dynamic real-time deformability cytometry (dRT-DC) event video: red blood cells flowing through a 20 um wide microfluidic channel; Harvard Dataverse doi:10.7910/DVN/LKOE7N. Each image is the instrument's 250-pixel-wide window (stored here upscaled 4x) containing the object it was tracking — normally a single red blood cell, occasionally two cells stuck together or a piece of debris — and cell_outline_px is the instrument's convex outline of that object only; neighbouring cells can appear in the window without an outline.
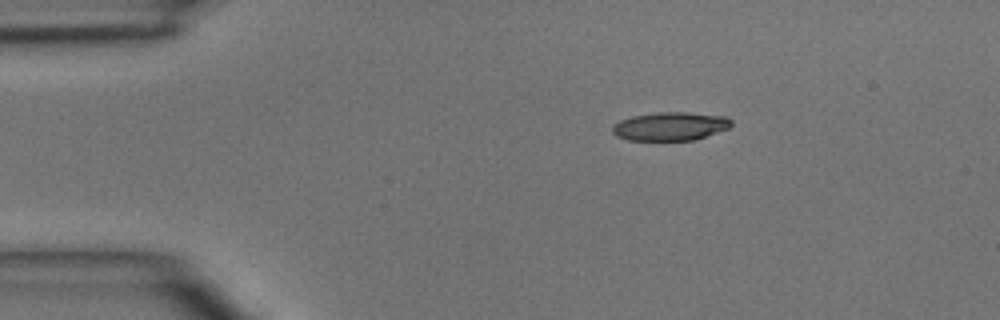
{"species": "common noctule bat (a hibernating species)", "species_latin": "Nyctalus noctula", "temperature_condition": "room temperature", "stored_images_in_passage": 3, "camera_frame_rate_fps": 3000, "um_per_image_px": 0.085, "animal": {"sex": "male", "body_mass_g": 15.6}, "frame": {"image": 1, "passage_image": 1, "time_ms": 0.0, "image_size_px": [1000, 320], "cell_outline_px": [[732, 124], [728, 128], [692, 140], [628, 140], [616, 136], [612, 132], [612, 128], [620, 120], [632, 116], [656, 112], [684, 112], [728, 116], [732, 120]], "centroid_in_image_um": [56.97, 10.72], "position_along_channel_um": 28.0, "area_um2": 19.59}}